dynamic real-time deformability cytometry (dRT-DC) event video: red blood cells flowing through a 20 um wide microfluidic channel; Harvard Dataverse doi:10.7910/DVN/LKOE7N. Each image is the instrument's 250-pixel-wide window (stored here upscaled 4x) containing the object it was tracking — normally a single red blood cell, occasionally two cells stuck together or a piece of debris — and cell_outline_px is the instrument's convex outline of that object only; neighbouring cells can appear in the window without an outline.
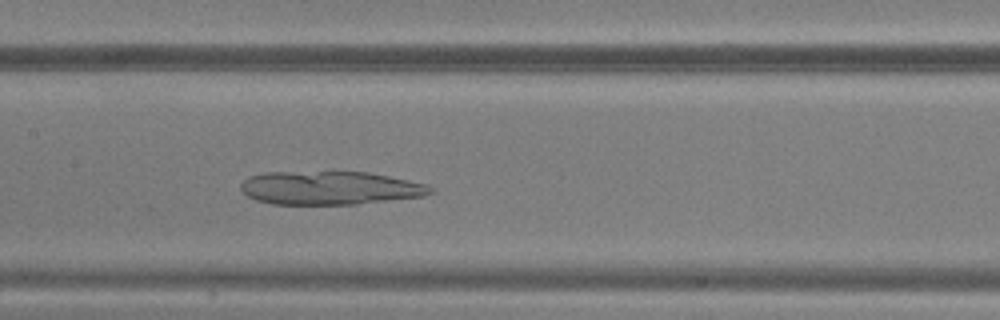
{"species": "common noctule bat (a hibernating species)", "species_latin": "Nyctalus noctula", "temperature_condition": "warm", "stored_images_in_passage": 45, "camera_frame_rate_fps": 3000, "um_per_image_px": 0.085, "animal": {"sex": "male", "body_mass_g": 20.5, "forearm_length_mm": 52.5}, "frame": {"image": 1, "passage_image": 20, "time_ms": 6.333, "image_size_px": [1000, 320], "cell_outline_px": [[436, 192], [424, 196], [356, 204], [272, 204], [256, 200], [248, 196], [240, 188], [240, 184], [244, 180], [252, 176], [264, 172], [368, 172], [388, 176], [424, 184], [432, 188]], "centroid_in_image_um": [28.03, 15.98], "position_along_channel_um": 179.4, "area_um2": 36.7}}
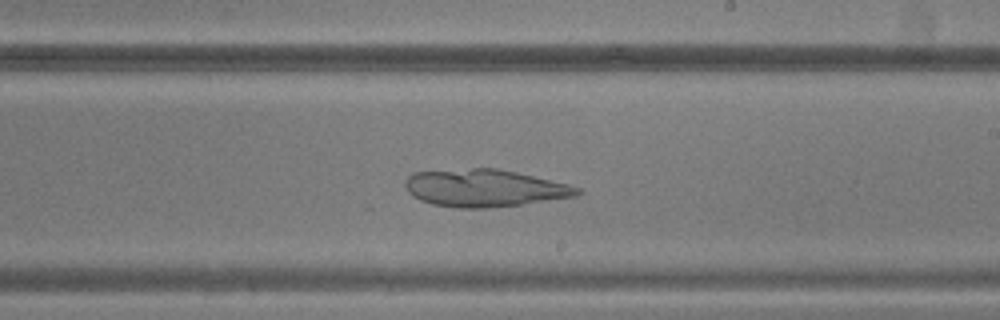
{"frame": {"image": 2, "passage_image": 25, "time_ms": 8.0, "image_size_px": [1000, 320], "cell_outline_px": [[584, 192], [576, 196], [520, 204], [488, 208], [460, 208], [432, 204], [420, 200], [412, 196], [408, 192], [404, 184], [404, 180], [412, 172], [472, 168], [496, 168], [516, 172], [568, 184], [584, 188]], "centroid_in_image_um": [41.17, 15.98], "position_along_channel_um": 247.8, "area_um2": 37.57}}